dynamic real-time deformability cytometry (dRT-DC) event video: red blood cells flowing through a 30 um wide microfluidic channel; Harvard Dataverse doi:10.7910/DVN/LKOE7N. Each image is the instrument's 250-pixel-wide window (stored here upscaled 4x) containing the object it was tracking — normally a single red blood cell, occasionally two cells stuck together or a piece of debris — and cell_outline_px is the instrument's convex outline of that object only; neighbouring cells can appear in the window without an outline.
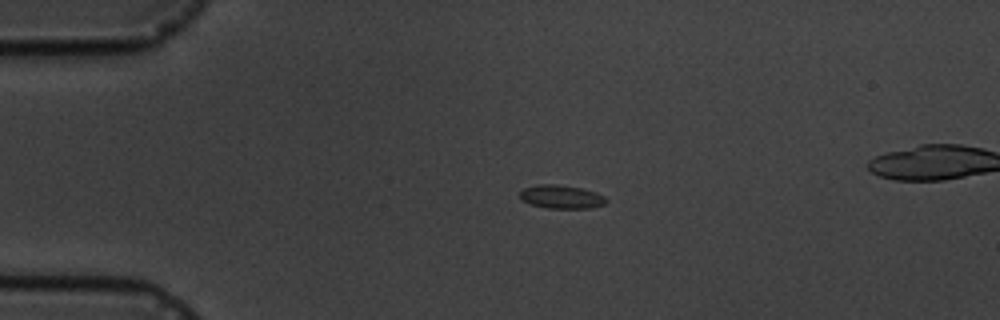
{"species": "common noctule bat (a hibernating species)", "species_latin": "Nyctalus noctula", "temperature_condition": "cold", "stored_images_in_passage": 7, "camera_frame_rate_fps": 3000, "um_per_image_px": 0.085, "animal": {"sex": "male", "body_mass_g": 19.5, "forearm_length_mm": 54.6}, "frame": {"image": 1, "passage_image": 3, "time_ms": 3.333, "image_size_px": [1000, 320], "cell_outline_px": [[608, 200], [604, 204], [592, 208], [548, 208], [532, 204], [520, 200], [520, 192], [524, 188], [540, 184], [556, 184], [580, 188], [596, 192], [604, 196]], "centroid_in_image_um": [47.72, 16.73], "position_along_channel_um": 37.3, "area_um2": 11.73}}
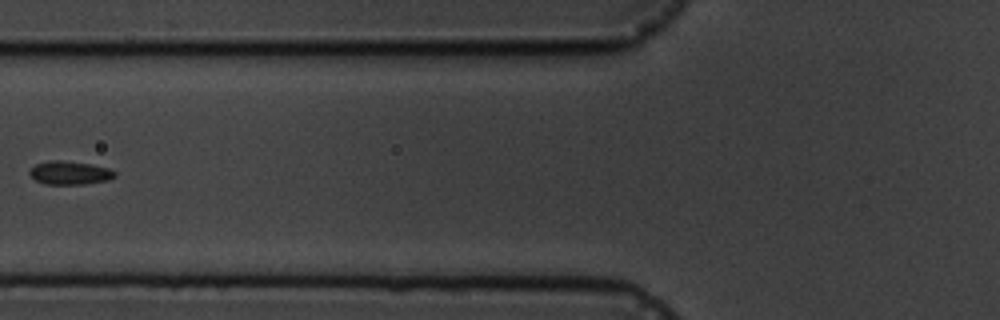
{"frame": {"image": 2, "passage_image": 6, "time_ms": 6.667, "image_size_px": [1000, 320], "cell_outline_px": [[116, 176], [108, 180], [84, 184], [44, 184], [36, 180], [28, 172], [36, 164], [52, 160], [60, 160], [92, 164], [108, 168], [116, 172]], "centroid_in_image_um": [5.95, 14.69], "position_along_channel_um": 119.8, "area_um2": 11.56}}
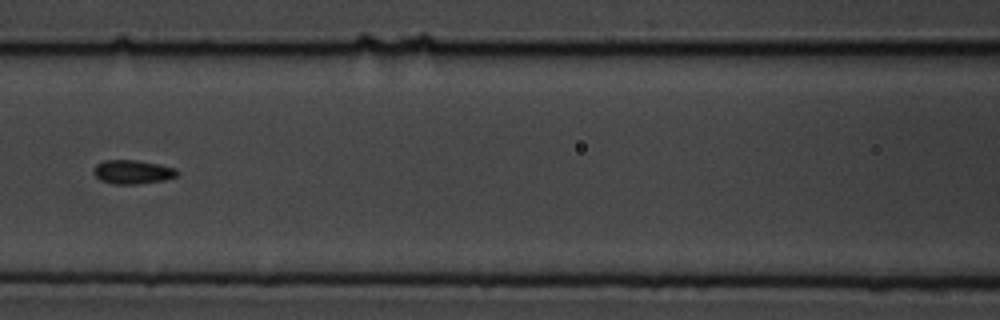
{"frame": {"image": 3, "passage_image": 7, "time_ms": 7.667, "image_size_px": [1000, 320], "cell_outline_px": [[180, 172], [176, 176], [164, 180], [136, 184], [112, 184], [100, 180], [92, 172], [92, 168], [96, 164], [104, 160], [136, 160], [160, 164], [176, 168]], "centroid_in_image_um": [11.26, 14.61], "position_along_channel_um": 155.3, "area_um2": 11.79}}